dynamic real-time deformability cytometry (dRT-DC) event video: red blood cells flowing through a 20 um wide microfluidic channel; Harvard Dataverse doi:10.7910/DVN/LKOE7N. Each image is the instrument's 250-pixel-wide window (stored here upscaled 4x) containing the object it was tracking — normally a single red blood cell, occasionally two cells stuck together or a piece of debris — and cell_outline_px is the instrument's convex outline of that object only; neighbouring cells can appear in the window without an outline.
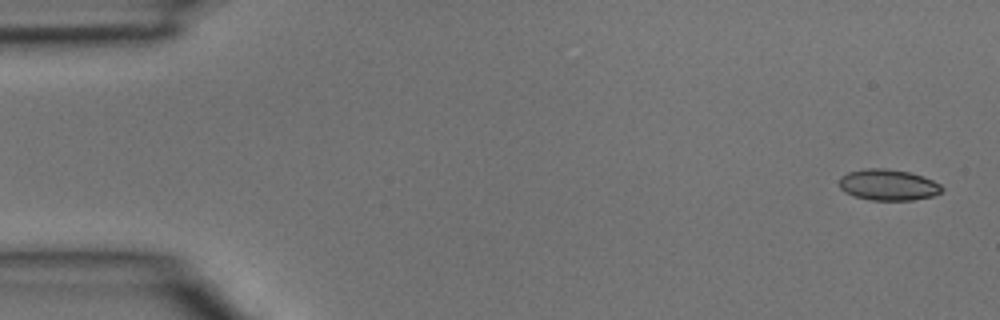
{"species": "common noctule bat (a hibernating species)", "species_latin": "Nyctalus noctula", "temperature_condition": "room temperature", "stored_images_in_passage": 4, "camera_frame_rate_fps": 3000, "um_per_image_px": 0.085, "animal": {"sex": "male", "body_mass_g": 15.6}, "frame": {"image": 1, "passage_image": 1, "time_ms": 0.0, "image_size_px": [1000, 320], "cell_outline_px": [[944, 188], [940, 192], [932, 196], [912, 200], [872, 200], [856, 196], [844, 192], [840, 188], [840, 176], [848, 172], [864, 168], [884, 168], [908, 172], [924, 176], [940, 184]], "centroid_in_image_um": [75.49, 15.7], "position_along_channel_um": 9.5, "area_um2": 18.55}}
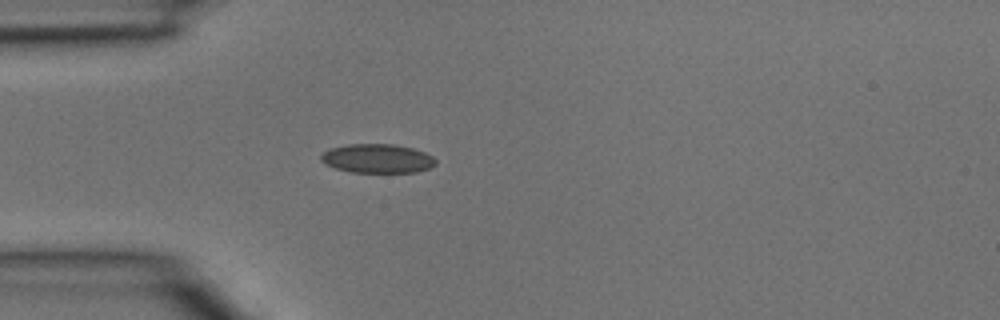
{"frame": {"image": 2, "passage_image": 4, "time_ms": 1.0, "image_size_px": [1000, 320], "cell_outline_px": [[436, 164], [428, 168], [416, 172], [352, 172], [336, 168], [320, 160], [320, 156], [324, 152], [332, 148], [348, 144], [392, 144], [412, 148], [424, 152], [432, 156], [436, 160]], "centroid_in_image_um": [32.09, 13.47], "position_along_channel_um": 52.9, "area_um2": 19.13}}